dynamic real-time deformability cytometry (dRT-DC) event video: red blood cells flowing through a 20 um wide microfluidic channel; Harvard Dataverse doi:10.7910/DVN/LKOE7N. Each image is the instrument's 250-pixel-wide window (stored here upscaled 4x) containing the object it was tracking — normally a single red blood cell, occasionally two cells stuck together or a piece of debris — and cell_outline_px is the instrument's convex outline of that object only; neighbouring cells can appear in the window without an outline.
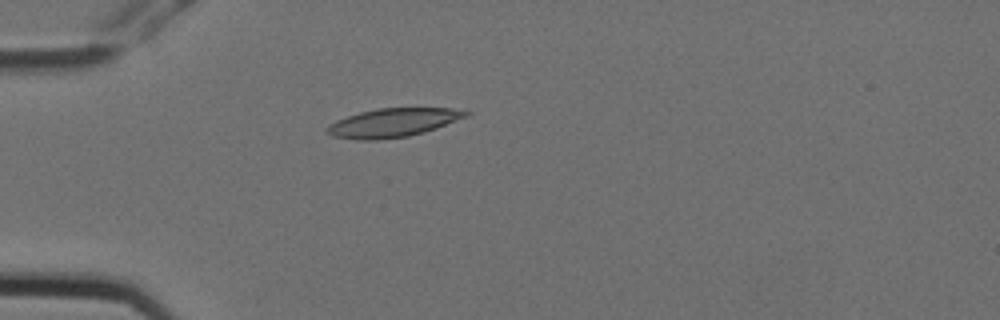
{"species": "Egyptian fruit bat (a non-hibernating species)", "species_latin": "Rousettus aegyptiacus", "temperature_condition": "cold", "stored_images_in_passage": 4, "camera_frame_rate_fps": 3000, "um_per_image_px": 0.085, "animal": {"sex": "female"}, "frame": {"image": 1, "passage_image": 3, "time_ms": 0.667, "image_size_px": [1000, 320], "cell_outline_px": [[472, 112], [468, 116], [436, 128], [424, 132], [408, 136], [376, 140], [356, 140], [332, 136], [324, 132], [324, 128], [328, 124], [336, 120], [360, 112], [376, 108], [452, 108]], "centroid_in_image_um": [33.35, 10.43], "position_along_channel_um": 51.6, "area_um2": 23.35}}